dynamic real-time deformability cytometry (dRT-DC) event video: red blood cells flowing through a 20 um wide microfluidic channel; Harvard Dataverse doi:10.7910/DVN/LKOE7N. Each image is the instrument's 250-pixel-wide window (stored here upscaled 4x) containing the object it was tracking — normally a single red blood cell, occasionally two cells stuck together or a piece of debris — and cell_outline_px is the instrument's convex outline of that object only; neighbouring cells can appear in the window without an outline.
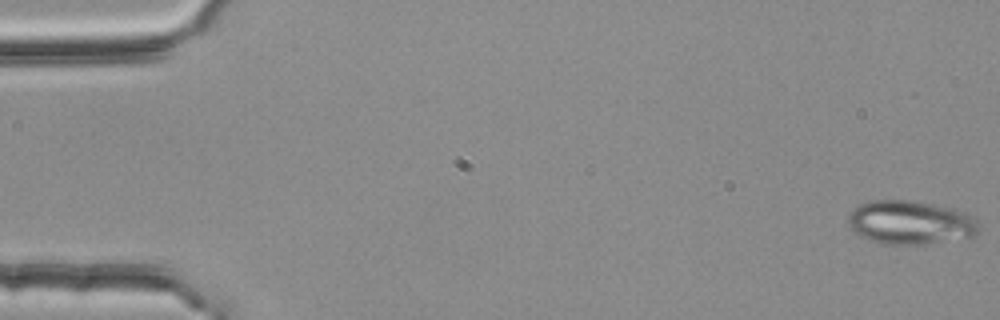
{"species": "common noctule bat (a hibernating species)", "species_latin": "Nyctalus noctula", "temperature_condition": "room temperature", "stored_images_in_passage": 54, "camera_frame_rate_fps": 3000, "um_per_image_px": 0.085, "animal": {"sex": "female", "body_mass_g": 25.1}, "frame": {"image": 1, "passage_image": 1, "time_ms": 0.0, "image_size_px": [1000, 320], "cell_outline_px": [[976, 232], [972, 236], [920, 244], [884, 244], [868, 240], [860, 236], [848, 224], [848, 212], [852, 208], [868, 200], [912, 200], [952, 208], [964, 212], [972, 216], [976, 220]], "centroid_in_image_um": [77.29, 18.89], "position_along_channel_um": 7.7, "area_um2": 33.0}}
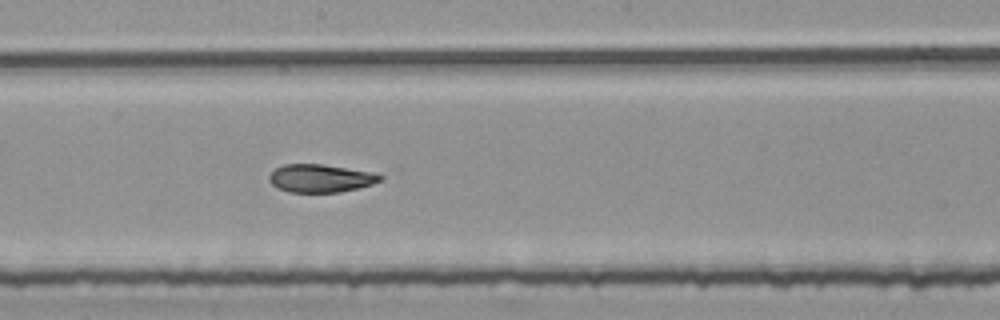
{"frame": {"image": 2, "passage_image": 30, "time_ms": 9.667, "image_size_px": [1000, 320], "cell_outline_px": [[384, 176], [380, 180], [372, 184], [340, 192], [288, 192], [276, 188], [268, 180], [268, 176], [276, 168], [284, 164], [320, 164], [372, 172]], "centroid_in_image_um": [27.19, 15.16], "position_along_channel_um": 221.0, "area_um2": 17.98}}
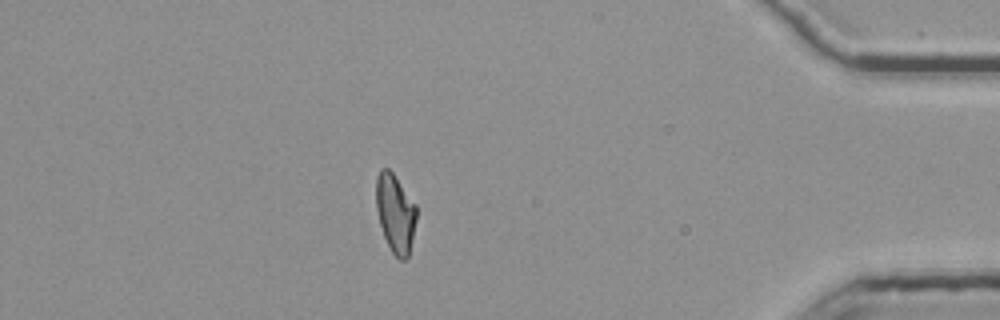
{"frame": {"image": 3, "passage_image": 48, "time_ms": 15.667, "image_size_px": [1000, 320], "cell_outline_px": [[416, 220], [408, 256], [404, 260], [400, 260], [392, 252], [384, 236], [380, 224], [376, 208], [376, 176], [380, 168], [388, 168], [392, 172], [416, 204]], "centroid_in_image_um": [33.59, 18.1], "position_along_channel_um": 401.6, "area_um2": 18.32}, "authors_computed_cell_mechanics": {"area_um2": 19.1318, "velocity_mm_per_s": 3.7574, "shape_relaxation_time_tau1_ms": null, "shape_relaxation_time_tau2_ms": 2.7217, "deformation_change_tau1": null, "deformation_change_tau2": 0.0765}}